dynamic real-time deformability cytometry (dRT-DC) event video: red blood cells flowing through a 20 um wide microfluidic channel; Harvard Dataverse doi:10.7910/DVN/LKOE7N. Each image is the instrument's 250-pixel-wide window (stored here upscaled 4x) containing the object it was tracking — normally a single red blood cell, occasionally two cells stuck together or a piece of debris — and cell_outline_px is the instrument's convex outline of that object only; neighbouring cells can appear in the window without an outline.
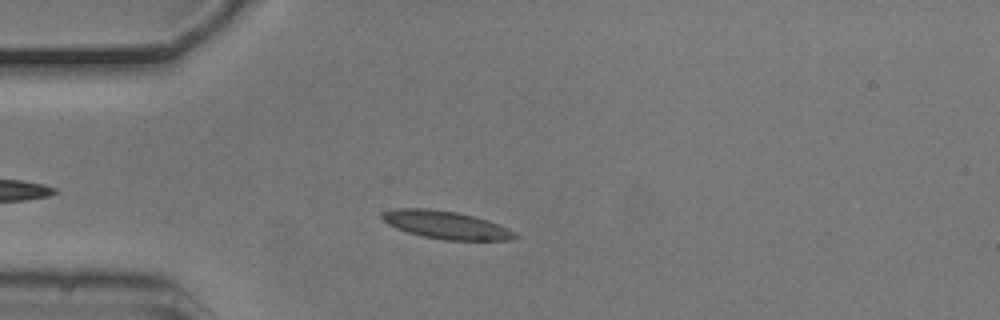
{"species": "common noctule bat (a hibernating species)", "species_latin": "Nyctalus noctula", "temperature_condition": "cold", "stored_images_in_passage": 5, "camera_frame_rate_fps": 3000, "um_per_image_px": 0.085, "animal": {"sex": "male", "body_mass_g": 20.5, "forearm_length_mm": 52.5}, "frame": {"image": 1, "passage_image": 3, "time_ms": 0.667, "image_size_px": [1000, 320], "cell_outline_px": [[520, 236], [512, 240], [444, 240], [424, 236], [408, 232], [396, 228], [388, 224], [380, 216], [380, 212], [396, 208], [428, 208], [456, 212], [488, 220], [508, 228], [516, 232]], "centroid_in_image_um": [37.92, 19.12], "position_along_channel_um": 47.1, "area_um2": 21.62}}